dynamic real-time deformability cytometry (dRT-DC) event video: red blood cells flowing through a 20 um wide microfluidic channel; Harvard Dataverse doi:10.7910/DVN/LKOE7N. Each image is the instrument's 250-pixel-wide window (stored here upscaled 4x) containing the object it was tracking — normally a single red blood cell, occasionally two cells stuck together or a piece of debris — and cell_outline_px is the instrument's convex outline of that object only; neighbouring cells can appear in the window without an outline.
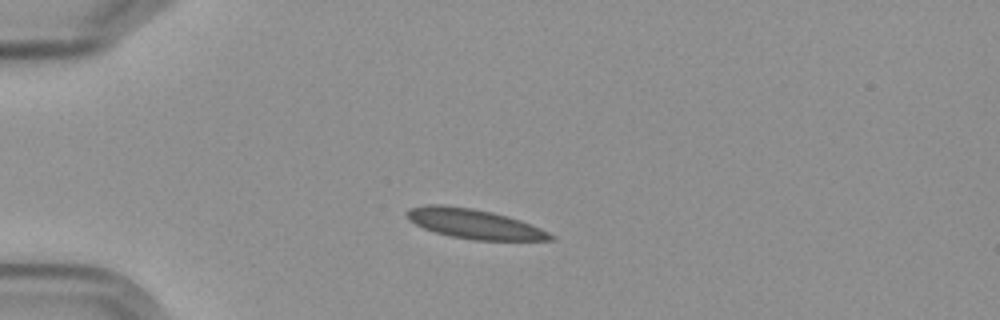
{"species": "Egyptian fruit bat (a non-hibernating species)", "species_latin": "Rousettus aegyptiacus", "temperature_condition": "cold", "stored_images_in_passage": 4, "camera_frame_rate_fps": 3000, "um_per_image_px": 0.085, "frame": {"image": 1, "passage_image": 3, "time_ms": 2.333, "image_size_px": [1000, 320], "cell_outline_px": [[556, 236], [552, 240], [476, 240], [452, 236], [436, 232], [424, 228], [408, 220], [404, 212], [412, 208], [424, 204], [444, 204], [472, 208], [492, 212], [520, 220], [540, 228]], "centroid_in_image_um": [40.28, 19.01], "position_along_channel_um": 44.7, "area_um2": 24.68}}